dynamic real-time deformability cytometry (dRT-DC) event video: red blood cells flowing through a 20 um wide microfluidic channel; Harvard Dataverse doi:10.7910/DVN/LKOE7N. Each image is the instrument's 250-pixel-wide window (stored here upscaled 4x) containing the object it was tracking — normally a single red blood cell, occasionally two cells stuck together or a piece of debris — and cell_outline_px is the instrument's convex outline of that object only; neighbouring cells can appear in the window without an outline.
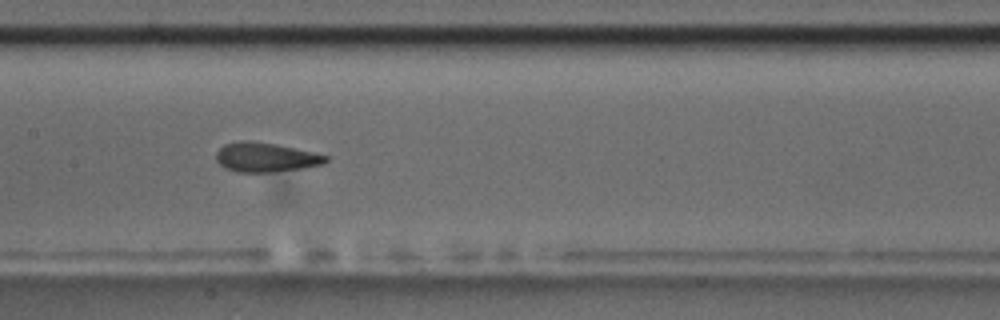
{"species": "common noctule bat (a hibernating species)", "species_latin": "Nyctalus noctula", "temperature_condition": "room temperature", "stored_images_in_passage": 13, "camera_frame_rate_fps": 3000, "um_per_image_px": 0.085, "animal": {"sex": "male", "body_mass_g": 17.5, "forearm_length_mm": 52.3}, "frame": {"image": 1, "passage_image": 10, "time_ms": 3.0, "image_size_px": [1000, 320], "cell_outline_px": [[328, 160], [324, 164], [300, 168], [268, 172], [236, 172], [224, 168], [216, 160], [216, 152], [224, 144], [240, 140], [248, 140], [276, 144], [312, 152], [328, 156]], "centroid_in_image_um": [22.53, 13.36], "position_along_channel_um": 184.9, "area_um2": 18.67}}